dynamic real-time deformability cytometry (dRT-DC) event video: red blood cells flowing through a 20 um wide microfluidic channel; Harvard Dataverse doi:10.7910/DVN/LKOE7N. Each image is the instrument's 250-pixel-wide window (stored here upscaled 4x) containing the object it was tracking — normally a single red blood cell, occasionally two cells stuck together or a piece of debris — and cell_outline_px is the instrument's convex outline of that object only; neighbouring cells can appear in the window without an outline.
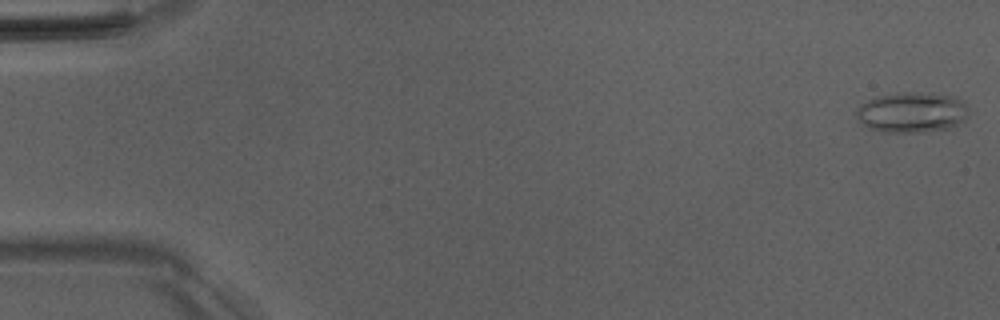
{"species": "Egyptian fruit bat (a non-hibernating species)", "species_latin": "Rousettus aegyptiacus", "temperature_condition": "room temperature", "stored_images_in_passage": 15, "camera_frame_rate_fps": 3000, "um_per_image_px": 0.085, "animal": {"sex": "male"}, "frame": {"image": 1, "passage_image": 1, "time_ms": 0.0, "image_size_px": [1000, 320], "cell_outline_px": [[968, 112], [964, 120], [948, 128], [924, 132], [880, 132], [868, 128], [856, 116], [856, 108], [860, 104], [876, 96], [896, 92], [932, 92], [952, 96], [964, 100], [968, 108]], "centroid_in_image_um": [77.5, 9.53], "position_along_channel_um": 7.5, "area_um2": 26.82}}